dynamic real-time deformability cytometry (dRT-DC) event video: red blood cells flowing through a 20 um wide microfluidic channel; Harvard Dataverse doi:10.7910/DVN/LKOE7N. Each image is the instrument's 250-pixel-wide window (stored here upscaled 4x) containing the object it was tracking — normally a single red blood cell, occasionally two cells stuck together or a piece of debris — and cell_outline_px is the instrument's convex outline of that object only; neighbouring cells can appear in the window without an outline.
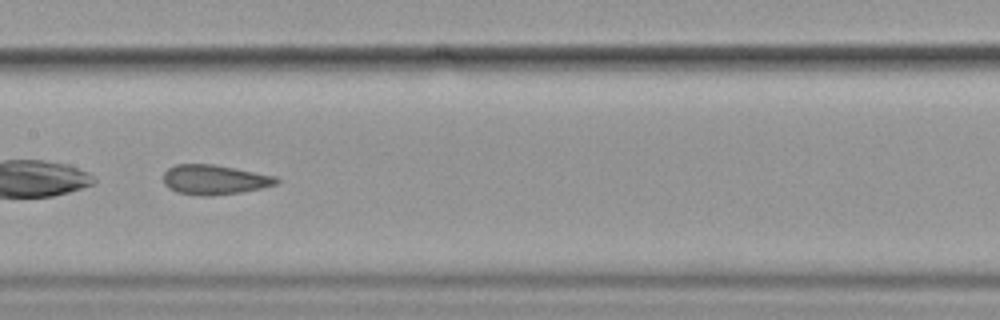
{"species": "common noctule bat (a hibernating species)", "species_latin": "Nyctalus noctula", "temperature_condition": "cold", "stored_images_in_passage": 32, "camera_frame_rate_fps": 3000, "um_per_image_px": 0.085, "animal": {"sex": "female", "body_mass_g": 19.9}, "frame": {"image": 1, "passage_image": 19, "time_ms": 6.0, "image_size_px": [1000, 320], "cell_outline_px": [[280, 180], [276, 184], [260, 188], [240, 192], [208, 196], [200, 196], [176, 192], [168, 188], [164, 184], [164, 172], [168, 168], [176, 164], [212, 164], [276, 176]], "centroid_in_image_um": [18.19, 15.27], "position_along_channel_um": 189.2, "area_um2": 19.48}}